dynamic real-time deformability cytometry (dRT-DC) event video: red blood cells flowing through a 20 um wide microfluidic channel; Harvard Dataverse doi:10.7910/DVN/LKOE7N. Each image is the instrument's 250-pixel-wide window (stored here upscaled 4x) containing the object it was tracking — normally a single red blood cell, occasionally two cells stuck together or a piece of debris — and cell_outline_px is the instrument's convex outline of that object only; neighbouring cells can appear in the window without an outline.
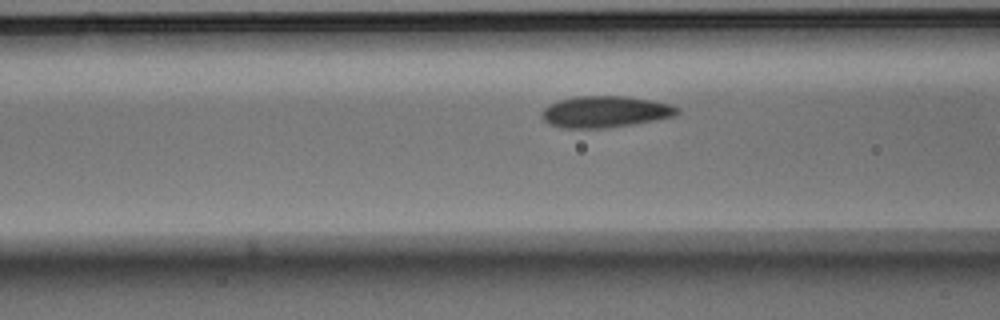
{"species": "Egyptian fruit bat (a non-hibernating species)", "species_latin": "Rousettus aegyptiacus", "temperature_condition": "warm", "stored_images_in_passage": 10, "camera_frame_rate_fps": 3000, "um_per_image_px": 0.085, "animal": {"sex": "male"}, "frame": {"image": 1, "passage_image": 9, "time_ms": 2.667, "image_size_px": [1000, 320], "cell_outline_px": [[680, 112], [672, 116], [632, 124], [604, 128], [560, 128], [548, 124], [540, 116], [544, 108], [548, 104], [560, 100], [576, 96], [624, 96], [672, 104], [680, 108]], "centroid_in_image_um": [51.39, 9.5], "position_along_channel_um": 115.2, "area_um2": 24.74}}